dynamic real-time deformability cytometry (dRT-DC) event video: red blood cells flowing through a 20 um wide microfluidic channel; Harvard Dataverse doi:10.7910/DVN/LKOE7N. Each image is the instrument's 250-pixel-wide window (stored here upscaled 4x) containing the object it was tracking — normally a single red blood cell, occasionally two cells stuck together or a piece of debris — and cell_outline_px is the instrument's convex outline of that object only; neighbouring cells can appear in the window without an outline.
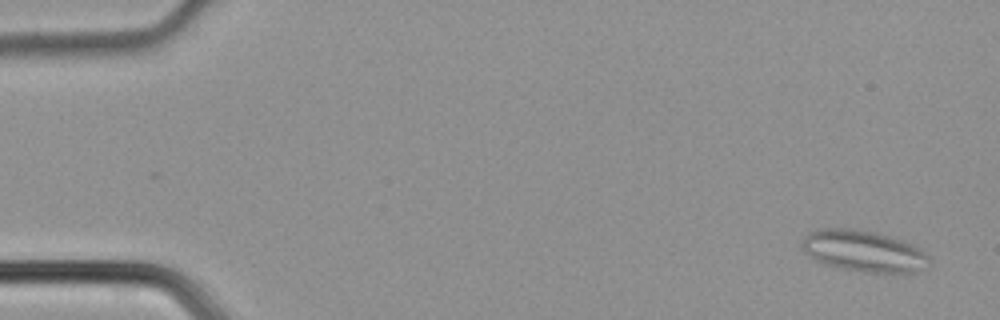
{"species": "common noctule bat (a hibernating species)", "species_latin": "Nyctalus noctula", "temperature_condition": "cold", "stored_images_in_passage": 49, "segment_of_instrument_passage": [1, 2], "camera_frame_rate_fps": 3000, "um_per_image_px": 0.085, "animal": {"sex": "male", "body_mass_g": 21.5, "forearm_length_mm": 52.0}, "frame": {"image": 1, "passage_image": 3, "time_ms": 0.667, "image_size_px": [1000, 320], "cell_outline_px": [[932, 260], [924, 268], [912, 272], [864, 272], [840, 268], [824, 264], [816, 260], [804, 252], [800, 244], [800, 240], [808, 232], [816, 228], [852, 228], [876, 232], [900, 240], [920, 248]], "centroid_in_image_um": [73.34, 21.32], "position_along_channel_um": 11.7, "area_um2": 30.75}}